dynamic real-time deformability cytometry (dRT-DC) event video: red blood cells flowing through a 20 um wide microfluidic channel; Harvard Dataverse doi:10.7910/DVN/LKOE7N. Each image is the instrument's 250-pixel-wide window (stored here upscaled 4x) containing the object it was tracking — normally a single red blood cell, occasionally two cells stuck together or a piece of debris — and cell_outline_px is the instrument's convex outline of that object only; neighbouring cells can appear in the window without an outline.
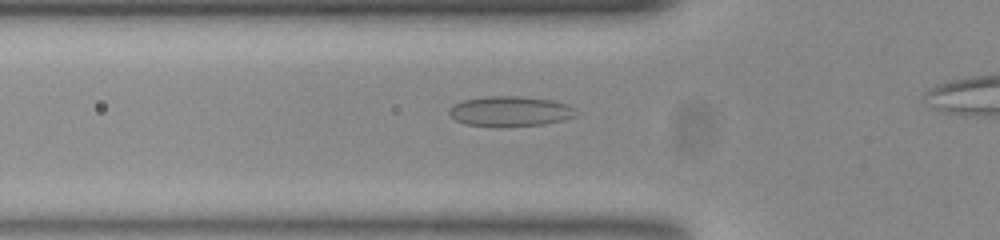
{"species": "common noctule bat (a hibernating species)", "species_latin": "Nyctalus noctula", "temperature_condition": "room temperature", "stored_images_in_passage": 35, "camera_frame_rate_fps": 3000, "um_per_image_px": 0.085, "animal": {"sex": "female", "body_mass_g": 23.0, "forearm_length_mm": 53.4}, "frame": {"image": 1, "passage_image": 5, "time_ms": 1.333, "image_size_px": [1000, 240], "cell_outline_px": [[580, 112], [576, 116], [560, 120], [540, 124], [468, 124], [456, 120], [448, 112], [448, 108], [452, 104], [464, 100], [484, 96], [520, 96], [552, 100], [568, 104], [576, 108]], "centroid_in_image_um": [43.4, 9.4], "position_along_channel_um": 82.4, "area_um2": 21.56}}
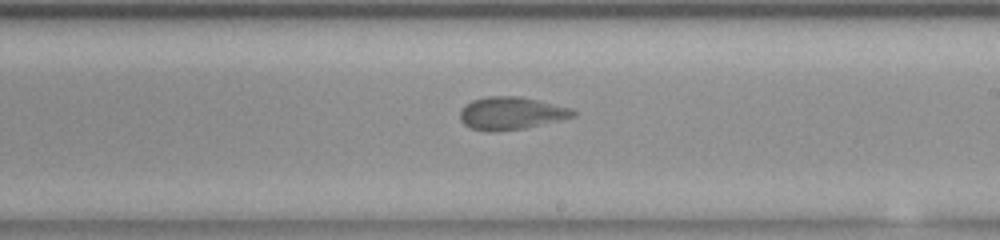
{"frame": {"image": 2, "passage_image": 18, "time_ms": 5.667, "image_size_px": [1000, 240], "cell_outline_px": [[580, 112], [576, 116], [524, 128], [472, 128], [464, 124], [460, 120], [460, 108], [472, 100], [488, 96], [520, 96], [572, 108]], "centroid_in_image_um": [43.51, 9.57], "position_along_channel_um": 245.5, "area_um2": 20.81}}
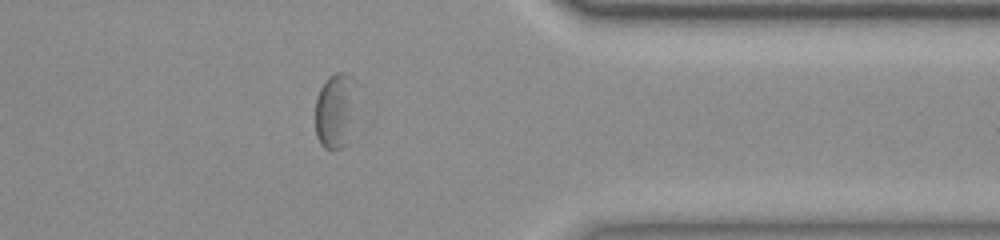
{"frame": {"image": 3, "passage_image": 30, "time_ms": 9.667, "image_size_px": [1000, 240], "cell_outline_px": [[360, 84], [348, 144], [340, 148], [324, 148], [320, 144], [316, 136], [316, 100], [320, 88], [328, 76], [336, 72], [348, 72]], "centroid_in_image_um": [28.57, 9.33], "position_along_channel_um": 382.8, "area_um2": 18.96}}